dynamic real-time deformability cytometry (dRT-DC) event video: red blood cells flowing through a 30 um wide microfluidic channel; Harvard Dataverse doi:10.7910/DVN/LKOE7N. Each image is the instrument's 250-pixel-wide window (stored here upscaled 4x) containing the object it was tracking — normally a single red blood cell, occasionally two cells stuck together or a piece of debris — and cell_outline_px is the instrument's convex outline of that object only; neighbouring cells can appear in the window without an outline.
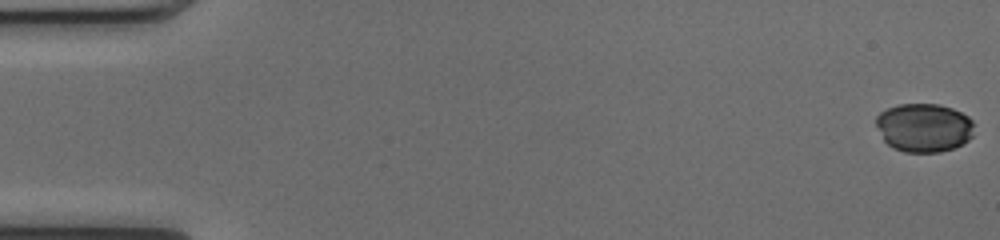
{"species": "common noctule bat (a hibernating species)", "species_latin": "Nyctalus noctula", "temperature_condition": "cold", "stored_images_in_passage": 52, "camera_frame_rate_fps": 3000, "um_per_image_px": 0.085, "animal": {"sex": "female", "body_mass_g": 17.0, "forearm_length_mm": 48.0}, "frame": {"image": 1, "passage_image": 1, "time_ms": 0.0, "image_size_px": [1000, 240], "cell_outline_px": [[972, 136], [964, 144], [940, 152], [904, 152], [892, 148], [884, 140], [876, 124], [876, 116], [880, 112], [888, 108], [900, 104], [940, 104], [952, 108], [968, 116], [972, 120]], "centroid_in_image_um": [78.53, 10.85], "position_along_channel_um": 6.5, "area_um2": 27.8}}
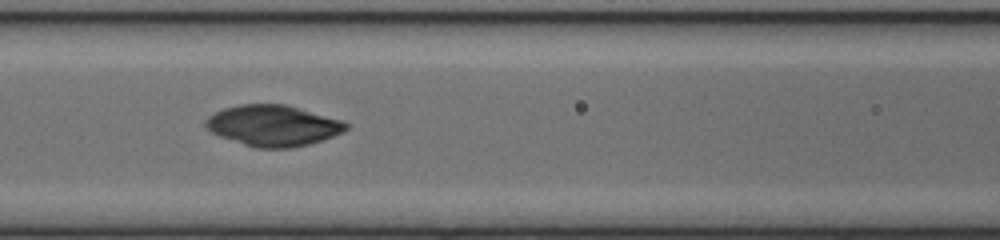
{"frame": {"image": 2, "passage_image": 23, "time_ms": 7.333, "image_size_px": [1000, 240], "cell_outline_px": [[352, 124], [344, 132], [308, 144], [292, 148], [256, 148], [220, 136], [212, 132], [204, 124], [204, 120], [208, 116], [224, 108], [240, 104], [284, 104], [344, 120]], "centroid_in_image_um": [23.25, 10.67], "position_along_channel_um": 143.4, "area_um2": 33.47}}
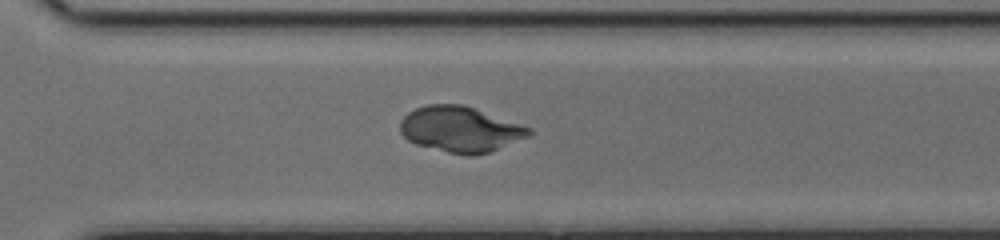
{"frame": {"image": 3, "passage_image": 37, "time_ms": 12.0, "image_size_px": [1000, 240], "cell_outline_px": [[532, 132], [528, 136], [488, 152], [472, 156], [464, 156], [416, 144], [408, 140], [400, 132], [400, 120], [408, 112], [416, 108], [428, 104], [464, 104], [532, 128]], "centroid_in_image_um": [39.1, 10.98], "position_along_channel_um": 331.5, "area_um2": 34.1}}